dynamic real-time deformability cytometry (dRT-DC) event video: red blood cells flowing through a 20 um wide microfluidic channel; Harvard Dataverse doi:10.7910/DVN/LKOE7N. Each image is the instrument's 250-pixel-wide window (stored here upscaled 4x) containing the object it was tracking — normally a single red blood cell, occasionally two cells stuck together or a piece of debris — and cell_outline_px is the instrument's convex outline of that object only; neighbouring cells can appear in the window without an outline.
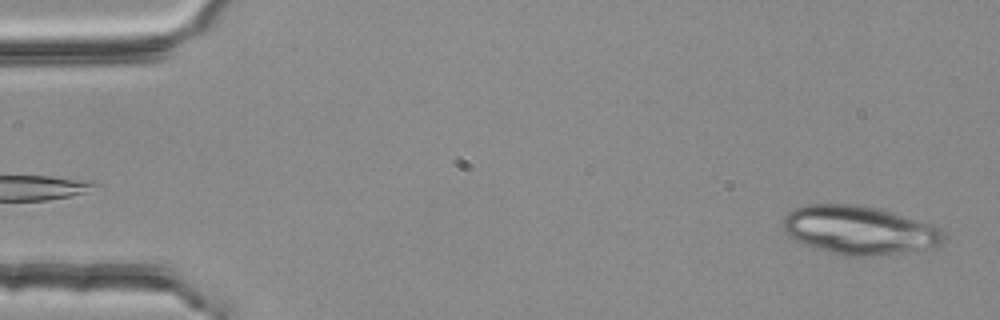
{"species": "common noctule bat (a hibernating species)", "species_latin": "Nyctalus noctula", "temperature_condition": "room temperature", "stored_images_in_passage": 4, "camera_frame_rate_fps": 3000, "um_per_image_px": 0.085, "animal": {"sex": "female", "body_mass_g": 25.1}, "frame": {"image": 1, "passage_image": 4, "time_ms": 1.0, "image_size_px": [1000, 320], "cell_outline_px": [[948, 236], [936, 248], [920, 252], [872, 256], [848, 256], [832, 252], [804, 244], [788, 236], [784, 232], [784, 216], [788, 212], [796, 208], [808, 204], [856, 204], [880, 208], [940, 228]], "centroid_in_image_um": [73.11, 19.58], "position_along_channel_um": 11.9, "area_um2": 45.84}}